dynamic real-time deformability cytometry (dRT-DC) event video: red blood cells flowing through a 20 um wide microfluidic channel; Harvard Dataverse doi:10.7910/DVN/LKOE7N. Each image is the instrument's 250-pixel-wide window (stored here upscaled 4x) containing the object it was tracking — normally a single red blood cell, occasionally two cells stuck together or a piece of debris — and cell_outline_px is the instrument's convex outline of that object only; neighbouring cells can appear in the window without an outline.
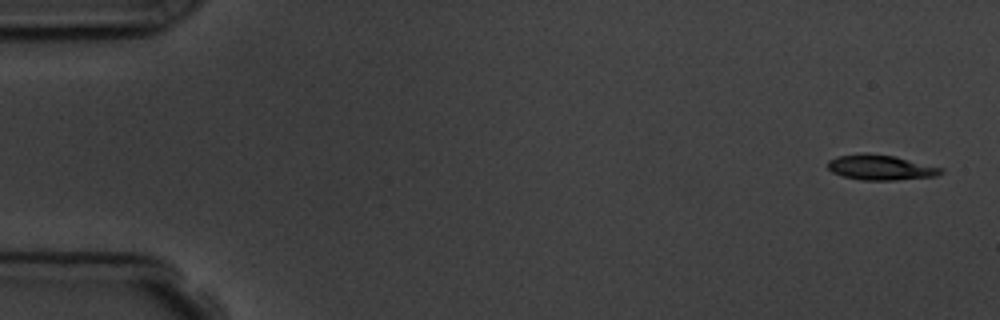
{"species": "common noctule bat (a hibernating species)", "species_latin": "Nyctalus noctula", "temperature_condition": "room temperature", "stored_images_in_passage": 3, "camera_frame_rate_fps": 3000, "um_per_image_px": 0.085, "animal": {"sex": "male", "body_mass_g": 19.5, "forearm_length_mm": 54.6}, "frame": {"image": 1, "passage_image": 1, "time_ms": 0.0, "image_size_px": [1000, 320], "cell_outline_px": [[944, 172], [936, 176], [896, 180], [860, 180], [844, 176], [832, 172], [828, 168], [828, 160], [836, 156], [864, 152], [896, 156], [944, 168]], "centroid_in_image_um": [74.86, 14.22], "position_along_channel_um": 10.1, "area_um2": 16.82}}